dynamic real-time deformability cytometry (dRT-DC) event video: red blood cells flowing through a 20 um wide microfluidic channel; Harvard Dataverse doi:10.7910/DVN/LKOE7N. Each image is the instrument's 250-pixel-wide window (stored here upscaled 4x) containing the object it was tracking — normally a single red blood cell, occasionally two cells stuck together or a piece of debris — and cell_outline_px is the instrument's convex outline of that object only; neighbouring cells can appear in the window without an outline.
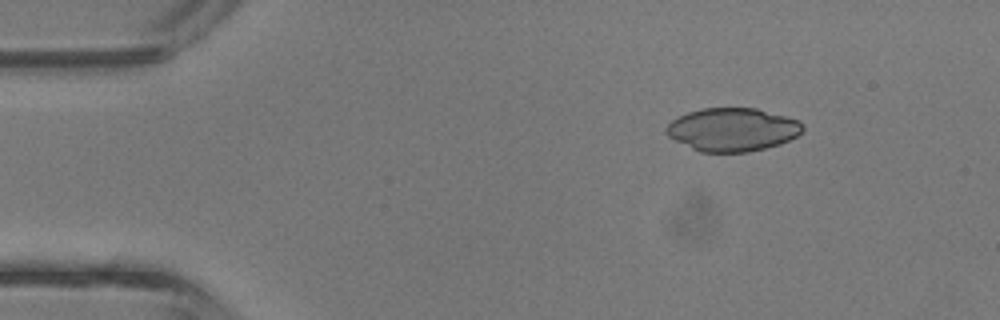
{"species": "common noctule bat (a hibernating species)", "species_latin": "Nyctalus noctula", "temperature_condition": "room temperature", "stored_images_in_passage": 3, "camera_frame_rate_fps": 3000, "um_per_image_px": 0.085, "animal": {"sex": "male", "body_mass_g": 13.3}, "frame": {"image": 1, "passage_image": 2, "time_ms": 0.333, "image_size_px": [1000, 320], "cell_outline_px": [[804, 128], [796, 136], [780, 144], [748, 152], [700, 152], [668, 136], [664, 132], [664, 128], [672, 120], [688, 112], [704, 108], [756, 108], [800, 120], [804, 124]], "centroid_in_image_um": [62.26, 11.01], "position_along_channel_um": 22.7, "area_um2": 34.28}}